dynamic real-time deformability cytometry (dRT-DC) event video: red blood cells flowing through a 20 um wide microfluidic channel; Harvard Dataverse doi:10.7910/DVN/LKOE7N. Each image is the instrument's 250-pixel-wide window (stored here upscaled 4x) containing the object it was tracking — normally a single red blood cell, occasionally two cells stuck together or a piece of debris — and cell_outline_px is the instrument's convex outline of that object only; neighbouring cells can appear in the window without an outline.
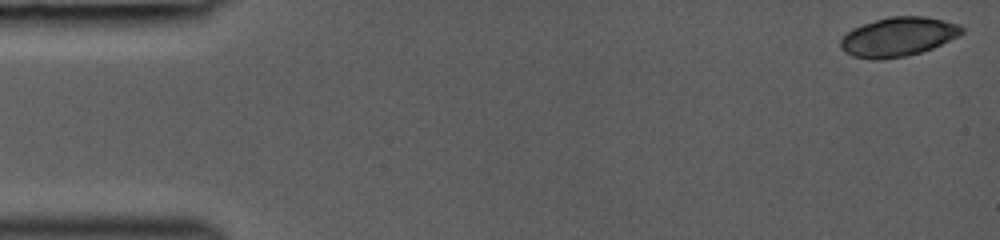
{"species": "common noctule bat (a hibernating species)", "species_latin": "Nyctalus noctula", "temperature_condition": "room temperature", "stored_images_in_passage": 20, "camera_frame_rate_fps": 3000, "um_per_image_px": 0.085, "animal": {"sex": "female", "body_mass_g": 19.0, "forearm_length_mm": 53.3}, "frame": {"image": 1, "passage_image": 1, "time_ms": 0.0, "image_size_px": [1000, 240], "cell_outline_px": [[964, 32], [960, 36], [932, 48], [908, 56], [880, 60], [876, 60], [852, 56], [844, 52], [840, 48], [840, 40], [852, 28], [888, 16], [924, 16], [944, 20], [960, 24], [964, 28]], "centroid_in_image_um": [76.36, 3.13], "position_along_channel_um": 8.6, "area_um2": 27.86}}
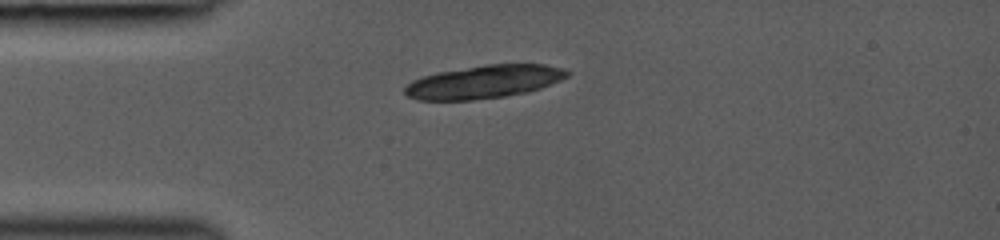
{"frame": {"image": 2, "passage_image": 12, "time_ms": 3.667, "image_size_px": [1000, 240], "cell_outline_px": [[568, 76], [560, 80], [540, 88], [528, 92], [504, 96], [472, 100], [416, 100], [408, 96], [404, 92], [404, 88], [412, 80], [424, 76], [440, 72], [488, 64], [544, 64], [564, 68], [568, 72]], "centroid_in_image_um": [41.14, 6.96], "position_along_channel_um": 43.9, "area_um2": 31.04}}